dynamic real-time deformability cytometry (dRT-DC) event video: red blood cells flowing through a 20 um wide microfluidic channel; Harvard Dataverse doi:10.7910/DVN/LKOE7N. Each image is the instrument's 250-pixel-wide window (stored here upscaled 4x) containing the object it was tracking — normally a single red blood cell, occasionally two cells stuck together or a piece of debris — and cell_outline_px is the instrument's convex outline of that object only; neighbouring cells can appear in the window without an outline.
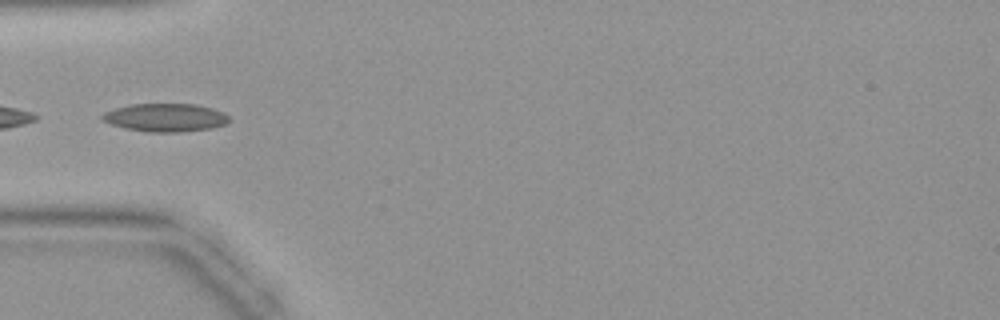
{"species": "common noctule bat (a hibernating species)", "species_latin": "Nyctalus noctula", "temperature_condition": "warm", "stored_images_in_passage": 31, "camera_frame_rate_fps": 3000, "um_per_image_px": 0.085, "animal": {"sex": "female", "body_mass_g": 19.9}, "frame": {"image": 1, "passage_image": 14, "time_ms": 4.333, "image_size_px": [1000, 320], "cell_outline_px": [[232, 120], [224, 124], [212, 128], [176, 132], [148, 132], [124, 128], [100, 120], [100, 116], [104, 112], [116, 108], [132, 104], [196, 104], [212, 108], [224, 112]], "centroid_in_image_um": [14.06, 9.99], "position_along_channel_um": 70.9, "area_um2": 20.87}}